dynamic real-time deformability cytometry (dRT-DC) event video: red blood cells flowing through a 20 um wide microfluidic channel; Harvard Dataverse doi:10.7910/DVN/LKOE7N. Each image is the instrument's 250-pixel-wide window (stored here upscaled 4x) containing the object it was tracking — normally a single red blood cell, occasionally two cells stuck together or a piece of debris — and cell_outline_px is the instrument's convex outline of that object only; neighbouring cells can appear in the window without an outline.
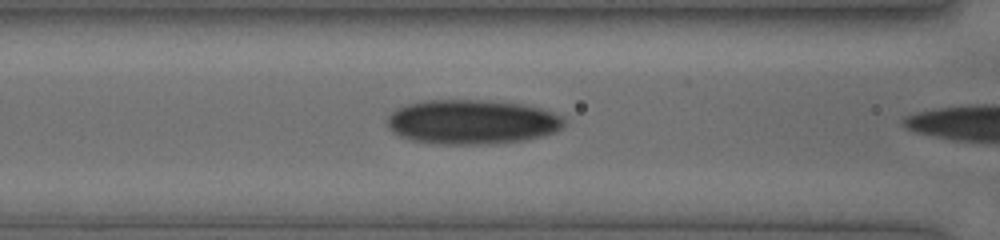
{"species": "human", "species_latin": "Homo sapiens", "temperature_condition": "cold", "stored_images_in_passage": 6, "camera_frame_rate_fps": 3000, "um_per_image_px": 0.085, "donor": {"sex": "female"}, "frame": {"image": 1, "passage_image": 5, "time_ms": 1.333, "image_size_px": [1000, 240], "cell_outline_px": [[564, 128], [556, 132], [524, 140], [492, 144], [436, 144], [412, 140], [400, 136], [392, 132], [388, 128], [388, 116], [396, 108], [420, 100], [488, 100], [520, 104], [540, 108], [552, 112], [560, 116], [564, 120]], "centroid_in_image_um": [40.1, 10.36], "position_along_channel_um": 126.5, "area_um2": 46.07}}